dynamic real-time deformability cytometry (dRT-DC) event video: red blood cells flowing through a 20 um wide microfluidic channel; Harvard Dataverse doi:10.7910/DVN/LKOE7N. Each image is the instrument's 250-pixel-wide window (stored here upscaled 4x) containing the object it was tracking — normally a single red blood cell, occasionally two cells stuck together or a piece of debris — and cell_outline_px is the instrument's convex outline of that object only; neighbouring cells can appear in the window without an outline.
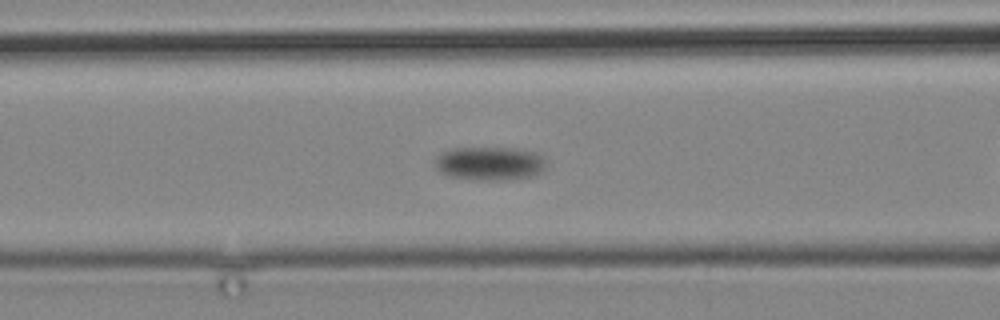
{"species": "common noctule bat (a hibernating species)", "species_latin": "Nyctalus noctula", "temperature_condition": "cold", "stored_images_in_passage": 8, "camera_frame_rate_fps": 3000, "um_per_image_px": 0.085, "animal": {"sex": "male", "body_mass_g": 19.2, "forearm_length_mm": 51.8}, "frame": {"image": 1, "passage_image": 4, "time_ms": 3.333, "image_size_px": [1000, 320], "cell_outline_px": [[544, 164], [540, 172], [532, 176], [500, 180], [472, 180], [448, 176], [440, 172], [436, 168], [436, 156], [440, 152], [452, 148], [516, 148], [536, 152], [544, 160]], "centroid_in_image_um": [41.56, 13.89], "position_along_channel_um": 125.0, "area_um2": 21.73}}
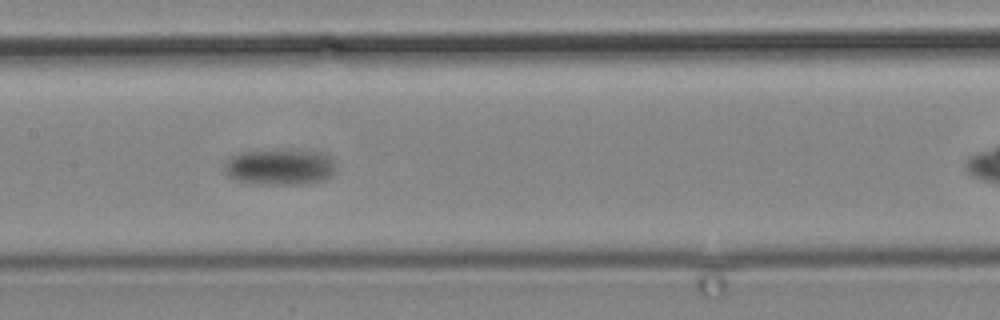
{"frame": {"image": 2, "passage_image": 6, "time_ms": 5.667, "image_size_px": [1000, 320], "cell_outline_px": [[332, 172], [328, 176], [320, 180], [288, 184], [260, 184], [236, 180], [228, 176], [224, 172], [224, 160], [228, 156], [240, 152], [320, 152], [328, 156], [332, 160]], "centroid_in_image_um": [23.63, 14.21], "position_along_channel_um": 183.8, "area_um2": 22.25}}
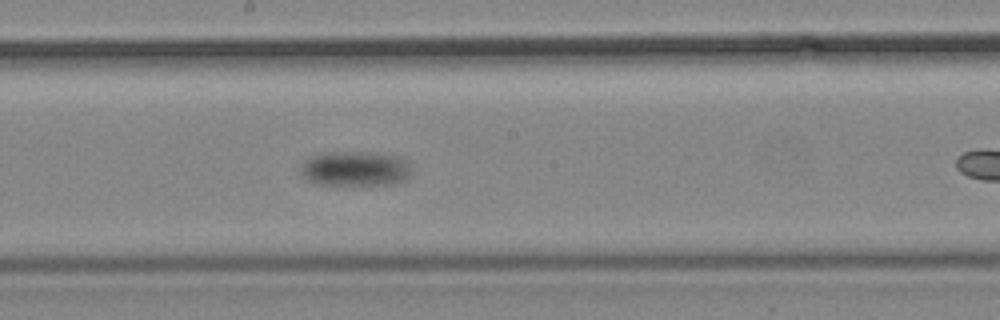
{"frame": {"image": 3, "passage_image": 7, "time_ms": 7.0, "image_size_px": [1000, 320], "cell_outline_px": [[412, 176], [404, 180], [392, 184], [320, 184], [308, 180], [300, 172], [300, 164], [304, 160], [312, 156], [336, 152], [368, 152], [396, 156], [408, 160]], "centroid_in_image_um": [30.22, 14.33], "position_along_channel_um": 218.0, "area_um2": 22.37}}